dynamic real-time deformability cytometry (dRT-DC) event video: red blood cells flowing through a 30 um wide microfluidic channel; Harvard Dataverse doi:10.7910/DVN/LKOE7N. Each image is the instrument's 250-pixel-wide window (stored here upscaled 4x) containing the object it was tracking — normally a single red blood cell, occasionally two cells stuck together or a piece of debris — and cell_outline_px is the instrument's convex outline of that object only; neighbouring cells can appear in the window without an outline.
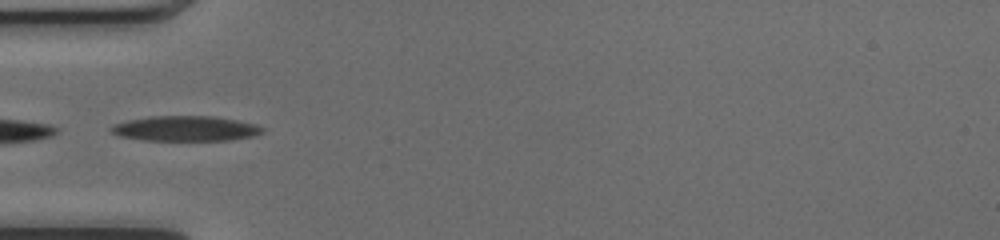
{"species": "common noctule bat (a hibernating species)", "species_latin": "Nyctalus noctula", "temperature_condition": "cold", "stored_images_in_passage": 34, "camera_frame_rate_fps": 3000, "um_per_image_px": 0.085, "animal": {"sex": "female", "body_mass_g": 17.0, "forearm_length_mm": 48.0}, "frame": {"image": 1, "passage_image": 1, "time_ms": 0.0, "image_size_px": [1000, 240], "cell_outline_px": [[264, 132], [252, 136], [228, 140], [144, 140], [120, 136], [112, 132], [108, 128], [116, 124], [128, 120], [148, 116], [212, 116], [236, 120], [256, 124], [264, 128]], "centroid_in_image_um": [15.77, 10.92], "position_along_channel_um": 69.2, "area_um2": 22.02}}
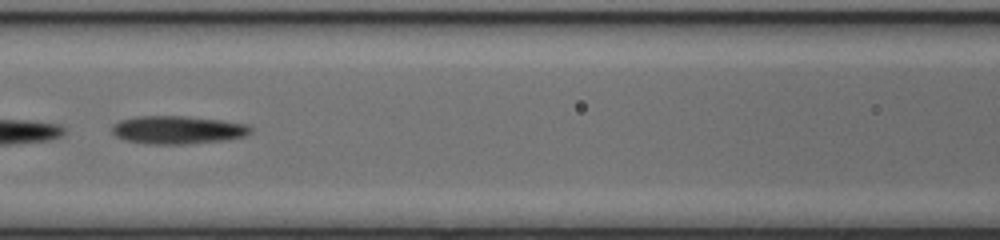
{"frame": {"image": 2, "passage_image": 7, "time_ms": 2.0, "image_size_px": [1000, 240], "cell_outline_px": [[252, 132], [244, 136], [228, 140], [188, 144], [148, 144], [124, 140], [116, 136], [112, 132], [112, 124], [120, 120], [136, 116], [188, 116], [220, 120], [248, 124], [252, 128]], "centroid_in_image_um": [15.11, 11.04], "position_along_channel_um": 151.5, "area_um2": 22.95}}
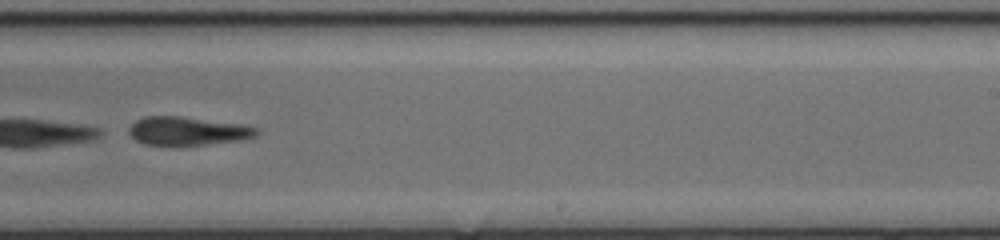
{"frame": {"image": 3, "passage_image": 16, "time_ms": 5.0, "image_size_px": [1000, 240], "cell_outline_px": [[260, 132], [256, 136], [244, 140], [172, 148], [144, 144], [136, 140], [128, 132], [128, 128], [136, 120], [144, 116], [180, 116], [240, 124], [260, 128]], "centroid_in_image_um": [15.94, 11.17], "position_along_channel_um": 273.1, "area_um2": 21.96}}